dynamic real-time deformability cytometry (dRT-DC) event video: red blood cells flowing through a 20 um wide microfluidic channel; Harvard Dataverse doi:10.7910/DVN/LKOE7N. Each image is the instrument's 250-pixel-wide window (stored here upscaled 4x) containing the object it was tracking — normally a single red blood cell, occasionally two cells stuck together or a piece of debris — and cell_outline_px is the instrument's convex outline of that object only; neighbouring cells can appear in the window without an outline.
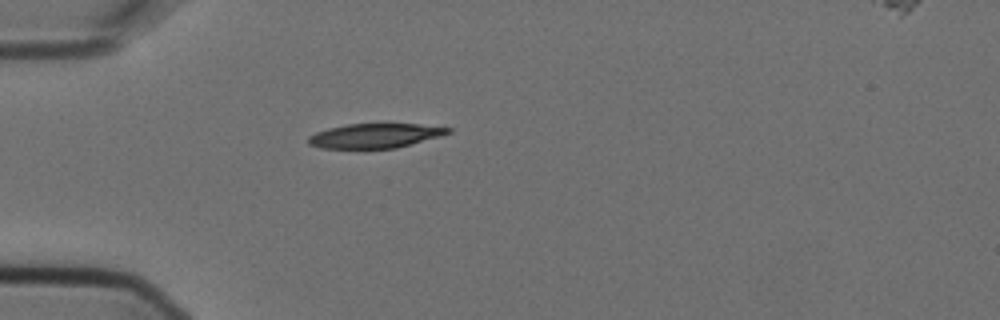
{"species": "Egyptian fruit bat (a non-hibernating species)", "species_latin": "Rousettus aegyptiacus", "temperature_condition": "cold", "stored_images_in_passage": 3, "camera_frame_rate_fps": 3000, "um_per_image_px": 0.085, "animal": {"sex": "female"}, "frame": {"image": 1, "passage_image": 3, "time_ms": 0.667, "image_size_px": [1000, 320], "cell_outline_px": [[452, 132], [440, 136], [396, 148], [320, 148], [308, 144], [308, 136], [316, 132], [328, 128], [348, 124], [416, 124], [452, 128]], "centroid_in_image_um": [31.86, 11.53], "position_along_channel_um": 53.1, "area_um2": 19.77}}